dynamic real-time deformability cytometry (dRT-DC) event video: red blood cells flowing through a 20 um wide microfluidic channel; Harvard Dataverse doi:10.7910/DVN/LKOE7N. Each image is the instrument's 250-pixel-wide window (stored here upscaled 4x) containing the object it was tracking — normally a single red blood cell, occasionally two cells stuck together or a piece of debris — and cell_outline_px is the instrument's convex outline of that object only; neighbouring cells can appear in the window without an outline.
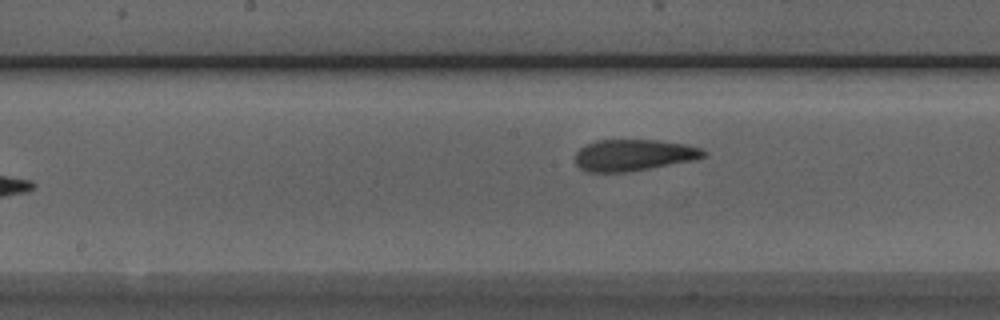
{"species": "Egyptian fruit bat (a non-hibernating species)", "species_latin": "Rousettus aegyptiacus", "temperature_condition": "room temperature", "stored_images_in_passage": 7, "camera_frame_rate_fps": 3000, "um_per_image_px": 0.085, "animal": {"sex": "male"}, "frame": {"image": 1, "passage_image": 7, "time_ms": 7.667, "image_size_px": [1000, 320], "cell_outline_px": [[708, 152], [704, 156], [696, 160], [628, 172], [588, 172], [580, 168], [576, 164], [576, 152], [580, 148], [596, 140], [656, 140], [688, 144], [700, 148]], "centroid_in_image_um": [53.89, 13.18], "position_along_channel_um": 194.3, "area_um2": 23.64}}